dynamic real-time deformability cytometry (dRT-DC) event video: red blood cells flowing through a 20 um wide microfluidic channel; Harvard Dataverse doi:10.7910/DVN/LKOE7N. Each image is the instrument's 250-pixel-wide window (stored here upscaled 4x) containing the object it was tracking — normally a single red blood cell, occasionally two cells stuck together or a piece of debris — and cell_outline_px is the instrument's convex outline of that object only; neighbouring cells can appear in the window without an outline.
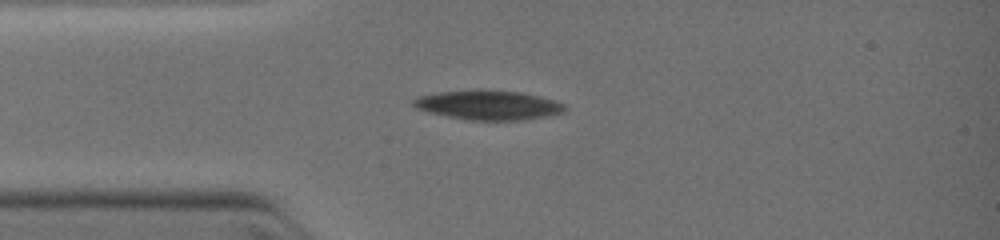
{"species": "common noctule bat (a hibernating species)", "species_latin": "Nyctalus noctula", "temperature_condition": "warm", "stored_images_in_passage": 10, "camera_frame_rate_fps": 3000, "um_per_image_px": 0.085, "animal": {"sex": "female", "body_mass_g": 19.0, "forearm_length_mm": 51.5}, "frame": {"image": 1, "passage_image": 6, "time_ms": 2.667, "image_size_px": [1000, 240], "cell_outline_px": [[568, 108], [564, 112], [548, 116], [524, 120], [468, 120], [428, 112], [416, 108], [412, 104], [412, 100], [416, 96], [440, 92], [476, 88], [480, 88], [524, 92], [556, 100], [568, 104]], "centroid_in_image_um": [41.56, 8.9], "position_along_channel_um": 43.4, "area_um2": 26.76}}
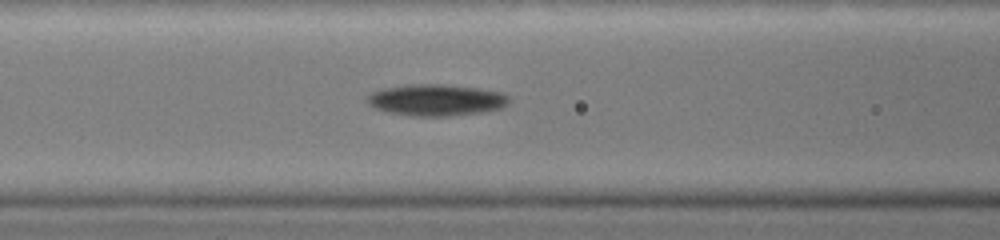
{"frame": {"image": 2, "passage_image": 10, "time_ms": 4.667, "image_size_px": [1000, 240], "cell_outline_px": [[512, 100], [504, 108], [480, 112], [448, 116], [412, 116], [388, 112], [376, 108], [368, 104], [368, 96], [372, 92], [384, 88], [404, 84], [444, 84], [480, 88], [504, 92]], "centroid_in_image_um": [37.14, 8.49], "position_along_channel_um": 129.5, "area_um2": 26.3}}